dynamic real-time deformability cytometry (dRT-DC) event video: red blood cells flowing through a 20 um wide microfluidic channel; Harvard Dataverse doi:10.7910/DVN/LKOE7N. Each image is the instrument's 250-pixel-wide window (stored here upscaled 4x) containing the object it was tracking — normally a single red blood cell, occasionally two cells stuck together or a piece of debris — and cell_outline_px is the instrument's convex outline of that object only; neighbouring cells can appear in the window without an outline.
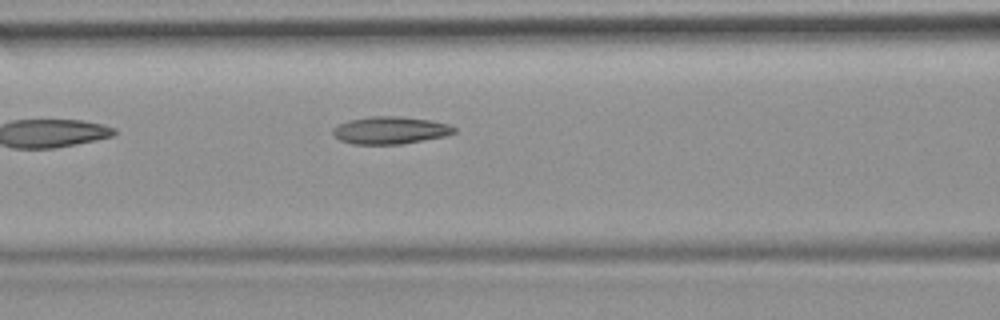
{"species": "common noctule bat (a hibernating species)", "species_latin": "Nyctalus noctula", "temperature_condition": "room temperature", "stored_images_in_passage": 5, "camera_frame_rate_fps": 3000, "um_per_image_px": 0.085, "animal": {"sex": "female", "body_mass_g": 19.9}, "frame": {"image": 1, "passage_image": 5, "time_ms": 6.333, "image_size_px": [1000, 320], "cell_outline_px": [[456, 132], [444, 136], [400, 144], [352, 144], [340, 140], [332, 136], [332, 128], [348, 120], [368, 116], [396, 116], [428, 120], [448, 124], [456, 128]], "centroid_in_image_um": [33.11, 11.07], "position_along_channel_um": 133.5, "area_um2": 19.31}}